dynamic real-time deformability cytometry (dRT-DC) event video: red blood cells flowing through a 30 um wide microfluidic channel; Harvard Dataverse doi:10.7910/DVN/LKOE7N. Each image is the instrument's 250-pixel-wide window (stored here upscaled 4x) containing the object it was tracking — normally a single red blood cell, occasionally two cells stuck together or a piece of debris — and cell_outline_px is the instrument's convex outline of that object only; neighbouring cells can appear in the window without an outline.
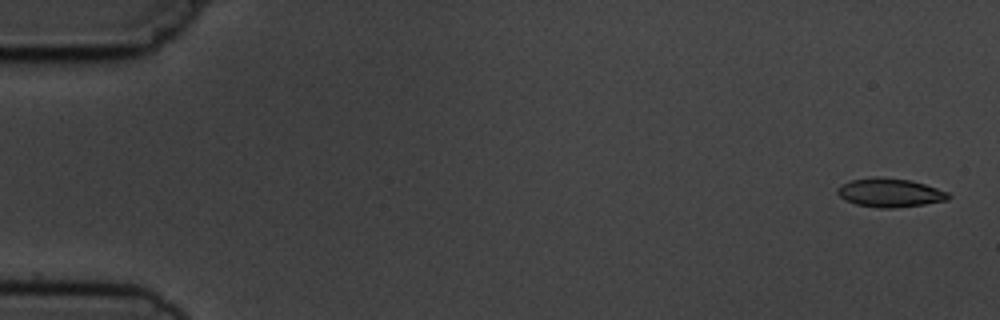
{"species": "common noctule bat (a hibernating species)", "species_latin": "Nyctalus noctula", "temperature_condition": "cold", "stored_images_in_passage": 4, "camera_frame_rate_fps": 3000, "um_per_image_px": 0.085, "animal": {"sex": "male", "body_mass_g": 19.5, "forearm_length_mm": 54.6}, "frame": {"image": 1, "passage_image": 1, "time_ms": 0.0, "image_size_px": [1000, 320], "cell_outline_px": [[952, 196], [948, 200], [924, 204], [892, 208], [880, 208], [856, 204], [844, 200], [836, 192], [836, 188], [852, 180], [872, 176], [880, 176], [912, 180], [948, 192]], "centroid_in_image_um": [75.64, 16.37], "position_along_channel_um": 9.4, "area_um2": 18.67}}
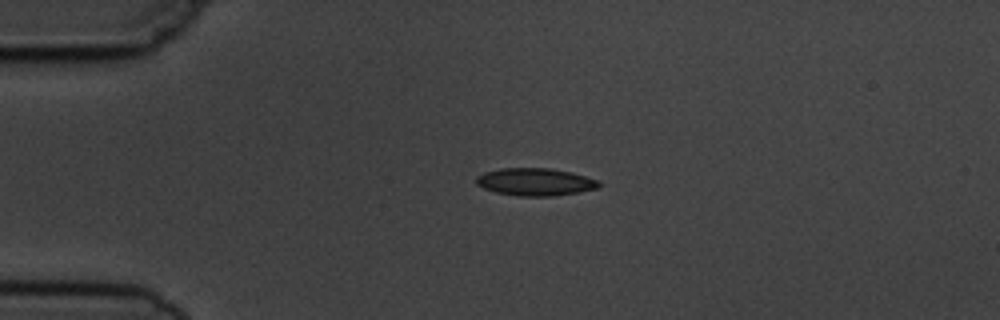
{"frame": {"image": 2, "passage_image": 4, "time_ms": 3.667, "image_size_px": [1000, 320], "cell_outline_px": [[600, 188], [552, 196], [520, 196], [496, 192], [484, 188], [476, 184], [476, 176], [484, 172], [500, 168], [552, 168], [572, 172], [600, 180]], "centroid_in_image_um": [45.51, 15.45], "position_along_channel_um": 39.5, "area_um2": 19.77}}